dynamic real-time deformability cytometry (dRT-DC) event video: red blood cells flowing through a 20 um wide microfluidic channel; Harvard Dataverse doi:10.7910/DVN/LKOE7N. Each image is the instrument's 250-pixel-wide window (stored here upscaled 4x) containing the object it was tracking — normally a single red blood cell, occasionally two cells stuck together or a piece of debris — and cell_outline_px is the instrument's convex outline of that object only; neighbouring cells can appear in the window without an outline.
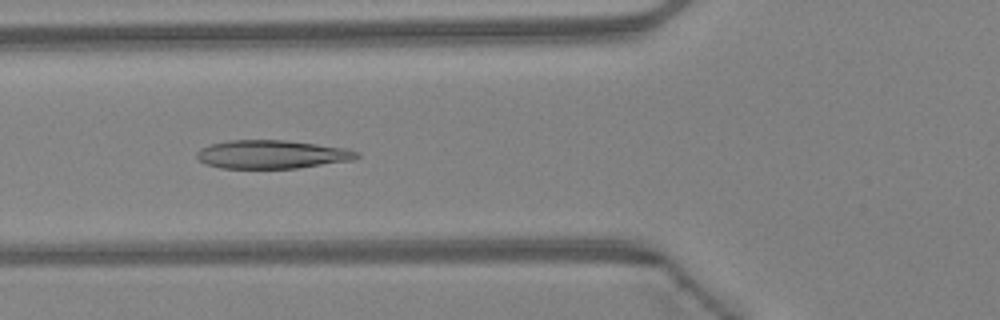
{"species": "Egyptian fruit bat (a non-hibernating species)", "species_latin": "Rousettus aegyptiacus", "temperature_condition": "warm", "stored_images_in_passage": 42, "camera_frame_rate_fps": 3000, "um_per_image_px": 0.085, "animal": {"sex": "female"}, "frame": {"image": 1, "passage_image": 13, "time_ms": 4.0, "image_size_px": [1000, 320], "cell_outline_px": [[360, 156], [352, 160], [296, 168], [220, 168], [204, 164], [196, 156], [196, 152], [200, 148], [212, 144], [228, 140], [284, 140], [348, 148], [360, 152]], "centroid_in_image_um": [23.11, 13.12], "position_along_channel_um": 102.7, "area_um2": 26.53}}
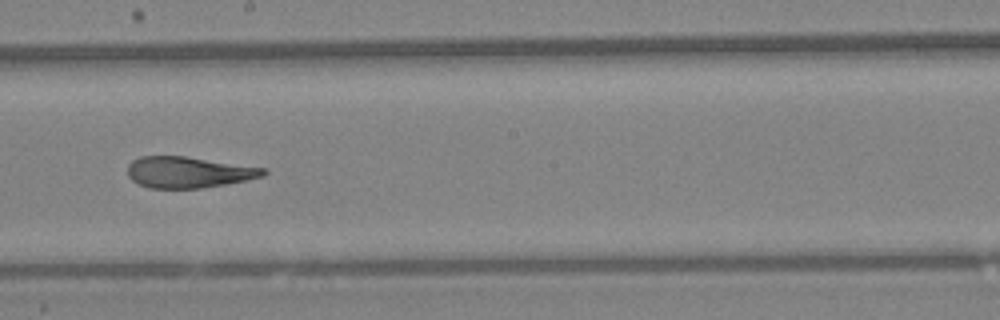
{"frame": {"image": 2, "passage_image": 22, "time_ms": 7.0, "image_size_px": [1000, 320], "cell_outline_px": [[268, 172], [264, 176], [224, 184], [200, 188], [148, 188], [136, 184], [128, 176], [128, 164], [132, 160], [140, 156], [184, 156], [264, 168]], "centroid_in_image_um": [15.96, 14.64], "position_along_channel_um": 232.2, "area_um2": 24.51}}
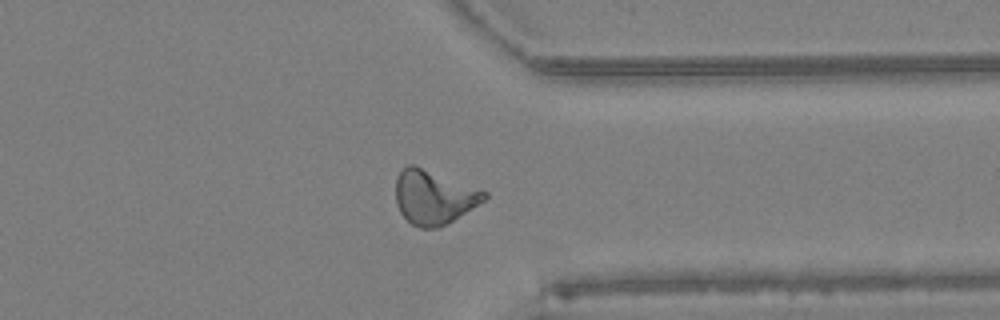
{"frame": {"image": 3, "passage_image": 32, "time_ms": 10.333, "image_size_px": [1000, 320], "cell_outline_px": [[488, 196], [484, 200], [452, 220], [436, 228], [420, 228], [412, 224], [400, 212], [396, 204], [396, 176], [408, 164], [416, 164], [488, 192]], "centroid_in_image_um": [36.84, 16.72], "position_along_channel_um": 374.6, "area_um2": 27.69}, "authors_computed_cell_mechanics": {"area_um2": 26.3857, "velocity_mm_per_s": 4.3376, "shape_relaxation_time_tau1_ms": 8.6941, "shape_relaxation_time_tau2_ms": 2.0834, "deformation_change_tau1": 0.2518, "deformation_change_tau2": 0.0967}}